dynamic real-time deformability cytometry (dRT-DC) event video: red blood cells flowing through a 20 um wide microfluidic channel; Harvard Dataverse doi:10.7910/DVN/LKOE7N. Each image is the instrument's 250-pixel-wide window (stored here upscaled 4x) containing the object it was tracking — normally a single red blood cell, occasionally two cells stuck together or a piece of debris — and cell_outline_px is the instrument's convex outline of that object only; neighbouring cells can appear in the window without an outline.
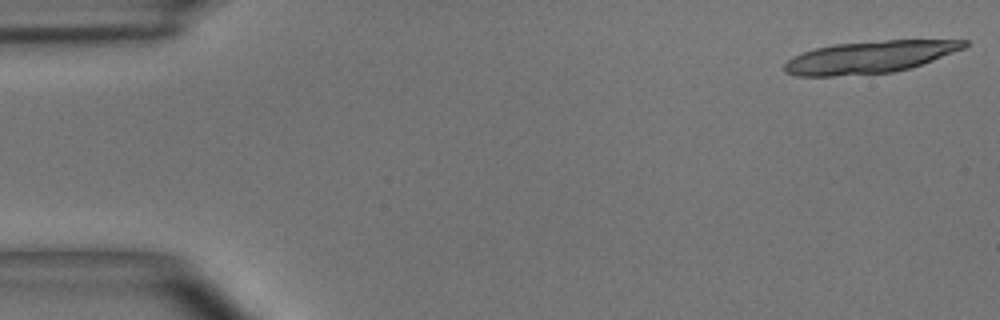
{"species": "common noctule bat (a hibernating species)", "species_latin": "Nyctalus noctula", "temperature_condition": "room temperature", "stored_images_in_passage": 12, "camera_frame_rate_fps": 3000, "um_per_image_px": 0.085, "animal": {"sex": "male", "body_mass_g": 15.6}, "frame": {"image": 1, "passage_image": 1, "time_ms": 0.0, "image_size_px": [1000, 320], "cell_outline_px": [[968, 44], [964, 48], [932, 60], [908, 68], [892, 72], [832, 76], [796, 76], [784, 72], [784, 64], [792, 56], [816, 48], [836, 44], [884, 40], [968, 40]], "centroid_in_image_um": [73.88, 4.85], "position_along_channel_um": 11.1, "area_um2": 33.29}}